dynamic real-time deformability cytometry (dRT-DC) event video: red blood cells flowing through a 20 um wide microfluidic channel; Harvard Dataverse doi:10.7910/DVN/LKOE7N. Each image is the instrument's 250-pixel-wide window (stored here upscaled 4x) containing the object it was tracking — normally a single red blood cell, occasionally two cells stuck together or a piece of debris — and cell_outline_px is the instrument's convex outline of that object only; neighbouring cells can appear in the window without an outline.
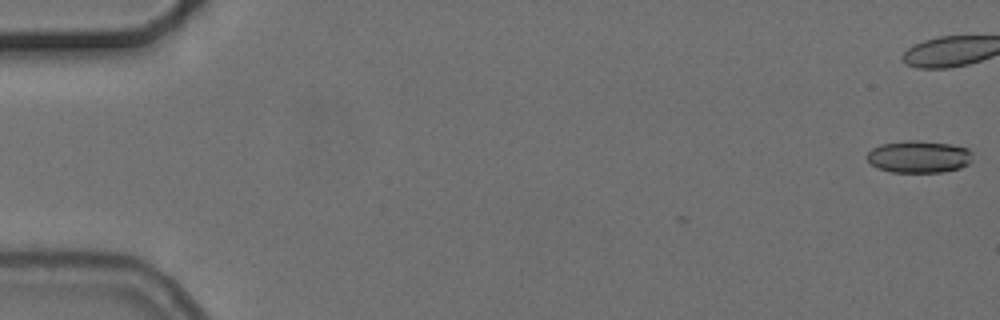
{"species": "common noctule bat (a hibernating species)", "species_latin": "Nyctalus noctula", "temperature_condition": "cold", "stored_images_in_passage": 2, "camera_frame_rate_fps": 3000, "um_per_image_px": 0.085, "animal": {"sex": "female", "body_mass_g": 24.6, "forearm_length_mm": 56.2}, "frame": {"image": 1, "passage_image": 2, "time_ms": 1.0, "image_size_px": [1000, 320], "cell_outline_px": [[972, 160], [968, 164], [960, 168], [944, 172], [892, 172], [876, 168], [868, 160], [868, 152], [872, 148], [880, 144], [908, 140], [916, 140], [952, 144], [968, 148], [972, 152]], "centroid_in_image_um": [78.13, 13.32], "position_along_channel_um": 6.9, "area_um2": 19.94}}